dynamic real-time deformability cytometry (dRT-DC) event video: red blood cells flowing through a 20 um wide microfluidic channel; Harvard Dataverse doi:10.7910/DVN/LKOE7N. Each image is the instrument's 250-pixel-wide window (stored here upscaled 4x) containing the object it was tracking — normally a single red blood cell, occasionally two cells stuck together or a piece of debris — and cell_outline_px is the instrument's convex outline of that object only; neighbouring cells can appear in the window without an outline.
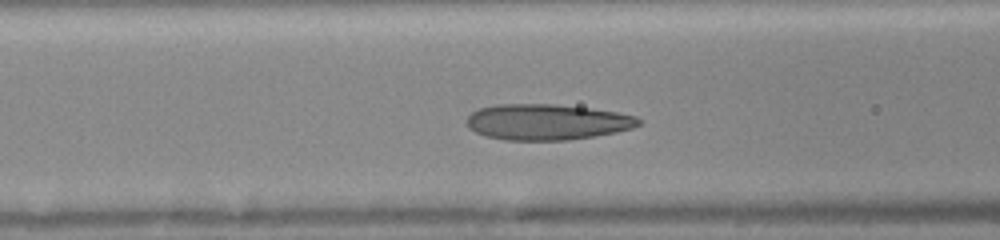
{"species": "human", "species_latin": "Homo sapiens", "temperature_condition": "room temperature", "stored_images_in_passage": 13, "camera_frame_rate_fps": 3000, "um_per_image_px": 0.085, "donor": {"sex": "female"}, "frame": {"image": 1, "passage_image": 11, "time_ms": 5.0, "image_size_px": [1000, 240], "cell_outline_px": [[640, 124], [632, 128], [616, 132], [568, 140], [504, 140], [484, 136], [468, 128], [468, 116], [476, 108], [496, 104], [556, 104], [592, 108], [616, 112], [636, 116], [640, 120]], "centroid_in_image_um": [46.46, 10.36], "position_along_channel_um": 120.1, "area_um2": 36.01}}
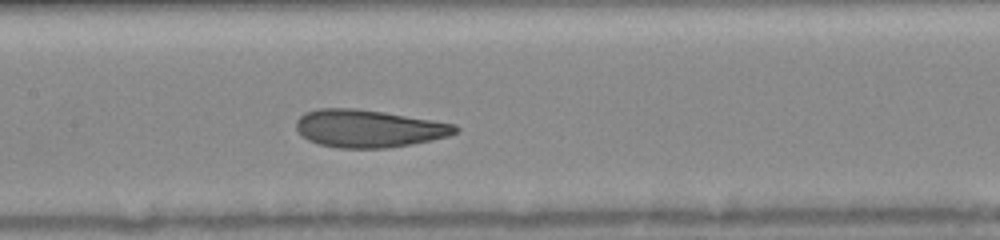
{"frame": {"image": 2, "passage_image": 13, "time_ms": 6.333, "image_size_px": [1000, 240], "cell_outline_px": [[460, 132], [448, 136], [432, 140], [412, 144], [388, 148], [340, 148], [320, 144], [308, 140], [296, 128], [296, 120], [304, 112], [316, 108], [356, 108], [384, 112], [456, 124], [460, 128]], "centroid_in_image_um": [31.36, 10.92], "position_along_channel_um": 176.0, "area_um2": 35.03}}